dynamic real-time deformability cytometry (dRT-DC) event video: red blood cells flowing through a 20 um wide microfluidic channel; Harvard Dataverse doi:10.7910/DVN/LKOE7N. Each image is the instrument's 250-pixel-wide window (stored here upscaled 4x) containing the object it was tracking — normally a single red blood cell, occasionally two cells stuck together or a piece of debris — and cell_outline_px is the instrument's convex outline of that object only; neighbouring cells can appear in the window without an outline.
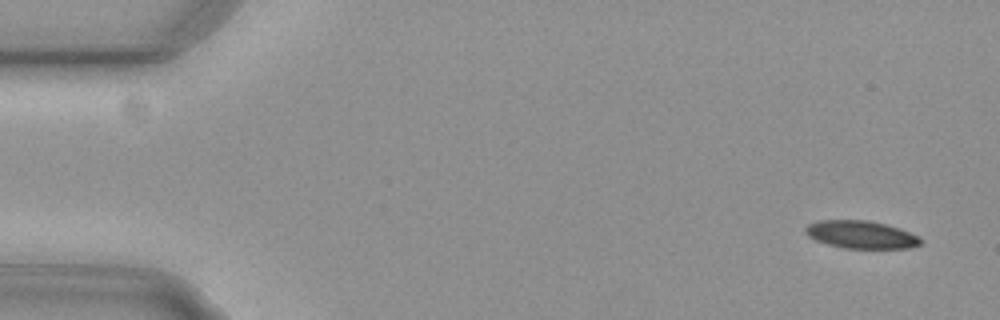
{"species": "common noctule bat (a hibernating species)", "species_latin": "Nyctalus noctula", "temperature_condition": "cold", "stored_images_in_passage": 53, "camera_frame_rate_fps": 3000, "um_per_image_px": 0.085, "animal": {"sex": "female", "body_mass_g": 29.2, "forearm_length_mm": 56.3}, "frame": {"image": 1, "passage_image": 1, "time_ms": 0.0, "image_size_px": [1000, 320], "cell_outline_px": [[920, 244], [912, 248], [844, 248], [828, 244], [816, 240], [808, 236], [804, 232], [804, 228], [808, 224], [816, 220], [868, 220], [900, 228], [920, 236]], "centroid_in_image_um": [73.17, 19.93], "position_along_channel_um": 11.8, "area_um2": 18.67}}
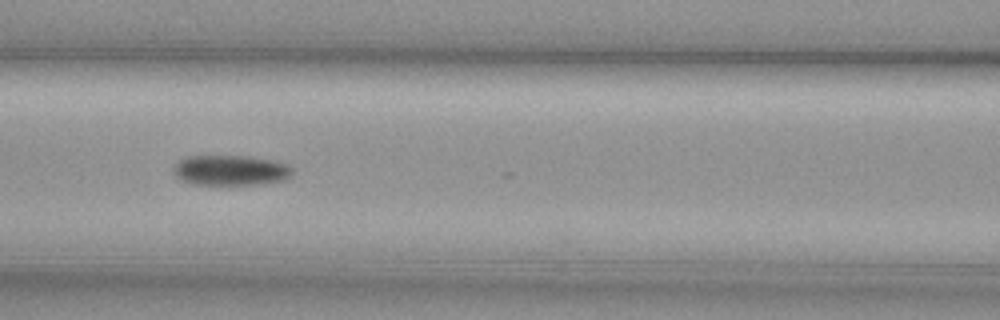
{"frame": {"image": 2, "passage_image": 22, "time_ms": 7.0, "image_size_px": [1000, 320], "cell_outline_px": [[292, 176], [284, 180], [256, 184], [216, 188], [192, 184], [180, 180], [172, 172], [176, 164], [180, 160], [188, 156], [244, 156], [272, 160], [288, 164], [292, 168]], "centroid_in_image_um": [19.56, 14.53], "position_along_channel_um": 147.0, "area_um2": 21.79}}
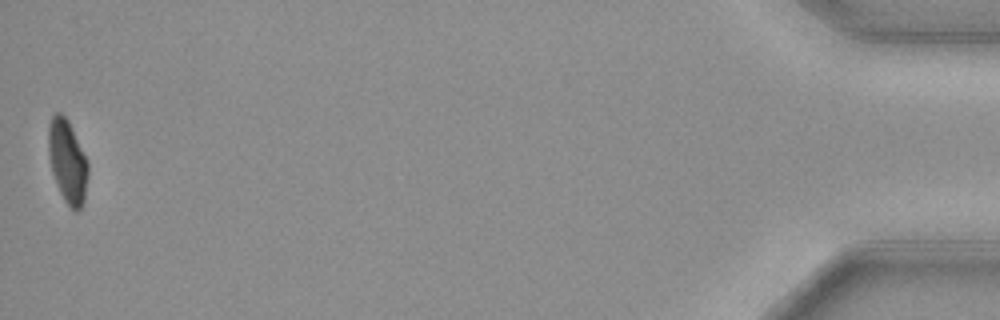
{"frame": {"image": 3, "passage_image": 53, "time_ms": 17.333, "image_size_px": [1000, 320], "cell_outline_px": [[88, 176], [84, 200], [80, 208], [76, 212], [64, 200], [56, 184], [52, 172], [48, 152], [48, 128], [52, 116], [56, 112], [60, 112], [68, 120], [88, 160]], "centroid_in_image_um": [5.74, 13.71], "position_along_channel_um": 429.5, "area_um2": 19.19}, "authors_computed_cell_mechanics": {"area_um2": 20.4612, "velocity_mm_per_s": 3.7207, "shape_relaxation_time_tau1_ms": 4.6843, "shape_relaxation_time_tau2_ms": null, "deformation_change_tau1": 0.1603, "deformation_change_tau2": null}}